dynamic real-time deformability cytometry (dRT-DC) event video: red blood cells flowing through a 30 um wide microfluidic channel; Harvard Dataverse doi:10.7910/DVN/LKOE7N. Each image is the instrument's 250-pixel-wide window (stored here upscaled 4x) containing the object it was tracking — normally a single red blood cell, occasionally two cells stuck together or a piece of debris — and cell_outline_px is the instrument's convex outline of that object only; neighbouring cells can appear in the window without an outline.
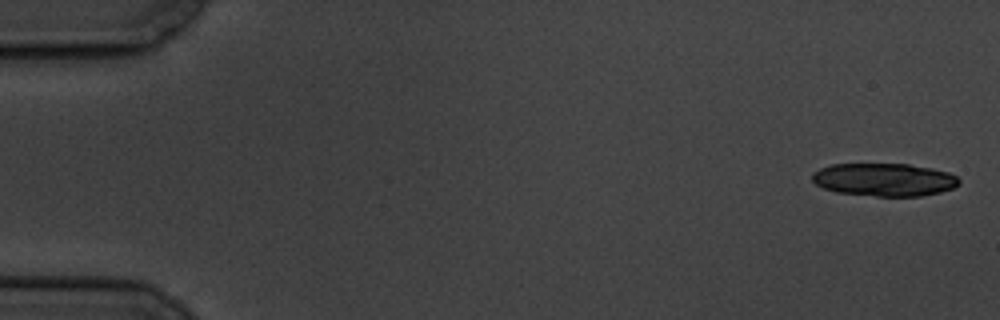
{"species": "common noctule bat (a hibernating species)", "species_latin": "Nyctalus noctula", "temperature_condition": "cold", "stored_images_in_passage": 5, "camera_frame_rate_fps": 3000, "um_per_image_px": 0.085, "animal": {"sex": "male", "body_mass_g": 19.5, "forearm_length_mm": 54.6}, "frame": {"image": 1, "passage_image": 1, "time_ms": 0.0, "image_size_px": [1000, 320], "cell_outline_px": [[960, 184], [952, 188], [940, 192], [920, 196], [876, 196], [836, 192], [824, 188], [816, 184], [812, 180], [812, 172], [820, 168], [832, 164], [908, 164], [932, 168], [948, 172], [956, 176], [960, 180]], "centroid_in_image_um": [75.16, 15.27], "position_along_channel_um": 9.8, "area_um2": 28.21}}